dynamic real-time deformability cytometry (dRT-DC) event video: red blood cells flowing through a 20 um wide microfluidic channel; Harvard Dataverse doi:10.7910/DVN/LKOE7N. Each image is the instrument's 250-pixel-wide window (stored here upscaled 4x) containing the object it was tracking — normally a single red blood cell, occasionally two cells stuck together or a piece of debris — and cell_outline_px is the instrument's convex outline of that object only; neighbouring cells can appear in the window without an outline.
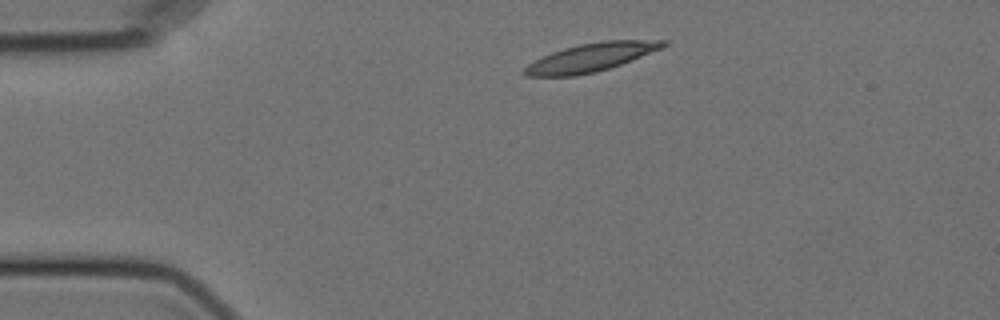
{"species": "Egyptian fruit bat (a non-hibernating species)", "species_latin": "Rousettus aegyptiacus", "temperature_condition": "cold", "stored_images_in_passage": 47, "camera_frame_rate_fps": 3000, "um_per_image_px": 0.085, "animal": {"sex": "female"}, "frame": {"image": 1, "passage_image": 1, "time_ms": 0.0, "image_size_px": [1000, 320], "cell_outline_px": [[668, 44], [664, 48], [620, 64], [596, 72], [576, 76], [528, 76], [524, 72], [524, 68], [528, 64], [552, 52], [564, 48], [580, 44], [604, 40], [668, 40]], "centroid_in_image_um": [50.28, 4.87], "position_along_channel_um": 34.7, "area_um2": 22.72}}
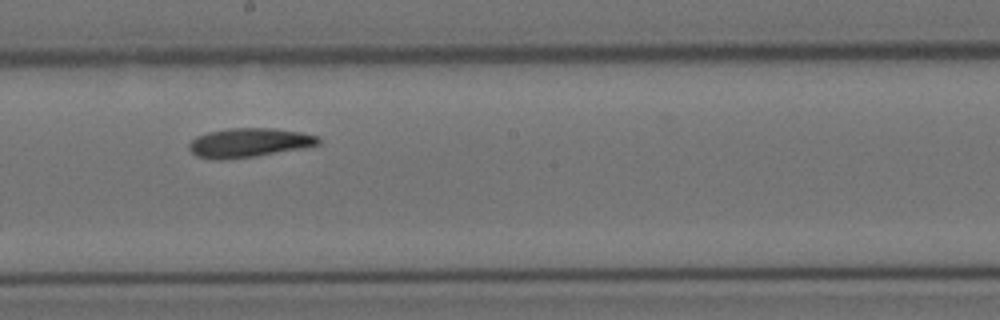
{"frame": {"image": 2, "passage_image": 21, "time_ms": 6.667, "image_size_px": [1000, 320], "cell_outline_px": [[320, 144], [300, 148], [252, 156], [220, 160], [216, 160], [196, 156], [188, 148], [188, 144], [196, 136], [208, 132], [228, 128], [272, 128], [300, 132], [320, 136]], "centroid_in_image_um": [21.12, 12.11], "position_along_channel_um": 227.1, "area_um2": 21.73}}
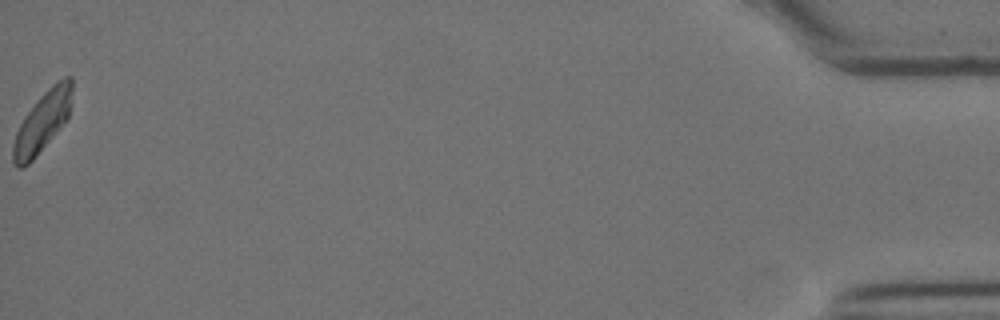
{"frame": {"image": 3, "passage_image": 47, "time_ms": 15.333, "image_size_px": [1000, 320], "cell_outline_px": [[72, 88], [68, 116], [56, 132], [32, 160], [24, 168], [16, 168], [12, 160], [12, 144], [16, 132], [24, 116], [40, 96], [56, 80], [64, 76], [72, 76]], "centroid_in_image_um": [3.57, 10.35], "position_along_channel_um": 431.6, "area_um2": 20.46}, "authors_computed_cell_mechanics": {"area_um2": 21.5594, "velocity_mm_per_s": 3.5062, "shape_relaxation_time_tau1_ms": 4.0656, "shape_relaxation_time_tau2_ms": 7.0048, "deformation_change_tau1": 0.1358, "deformation_change_tau2": 0.1223}}